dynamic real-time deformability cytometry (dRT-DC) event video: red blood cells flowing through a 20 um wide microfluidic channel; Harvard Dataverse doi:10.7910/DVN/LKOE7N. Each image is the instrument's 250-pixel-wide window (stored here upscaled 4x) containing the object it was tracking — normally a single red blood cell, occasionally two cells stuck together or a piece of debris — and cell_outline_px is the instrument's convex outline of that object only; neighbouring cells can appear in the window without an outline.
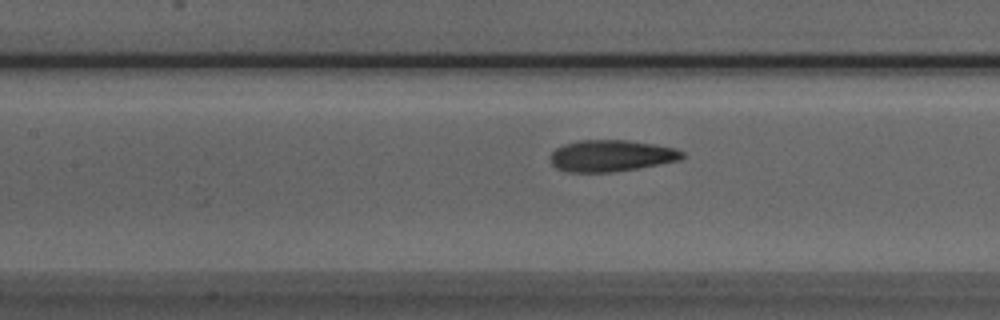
{"species": "Egyptian fruit bat (a non-hibernating species)", "species_latin": "Rousettus aegyptiacus", "temperature_condition": "room temperature", "stored_images_in_passage": 30, "camera_frame_rate_fps": 3000, "um_per_image_px": 0.085, "animal": {"sex": "male"}, "frame": {"image": 1, "passage_image": 11, "time_ms": 3.333, "image_size_px": [1000, 320], "cell_outline_px": [[684, 156], [680, 160], [636, 168], [612, 172], [568, 172], [556, 168], [552, 164], [548, 156], [556, 148], [564, 144], [580, 140], [624, 140], [652, 144], [676, 148], [684, 152]], "centroid_in_image_um": [51.91, 13.24], "position_along_channel_um": 155.5, "area_um2": 24.16}}
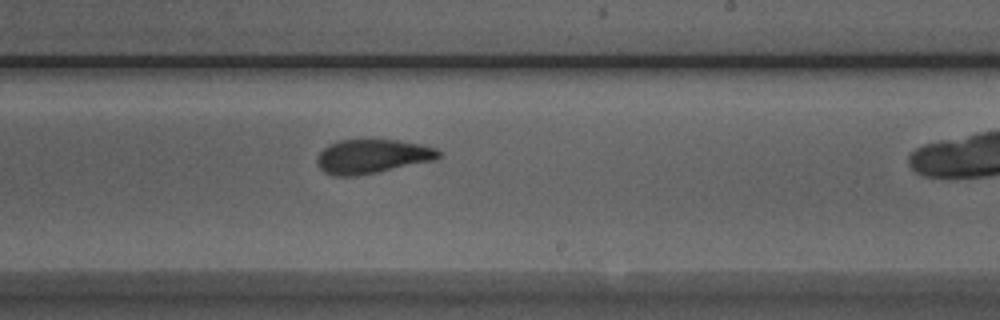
{"frame": {"image": 2, "passage_image": 19, "time_ms": 6.0, "image_size_px": [1000, 320], "cell_outline_px": [[440, 156], [436, 160], [356, 176], [332, 176], [324, 172], [316, 164], [316, 160], [320, 152], [328, 144], [340, 140], [396, 140], [420, 144], [436, 148], [440, 152]], "centroid_in_image_um": [31.61, 13.3], "position_along_channel_um": 257.4, "area_um2": 24.1}}
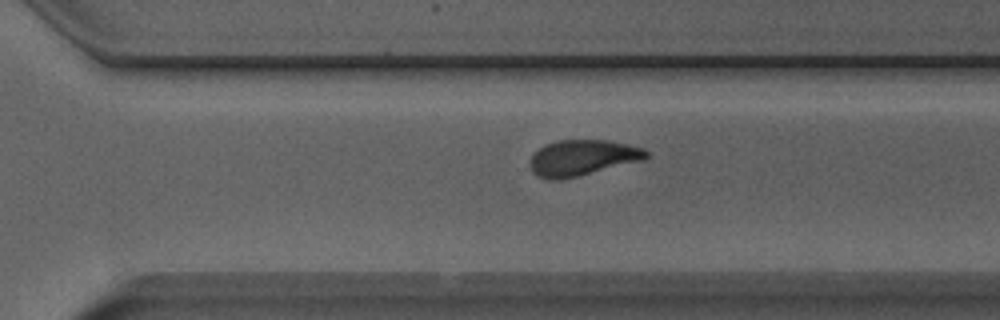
{"frame": {"image": 3, "passage_image": 24, "time_ms": 7.667, "image_size_px": [1000, 320], "cell_outline_px": [[648, 156], [644, 160], [560, 180], [552, 180], [536, 176], [532, 172], [528, 164], [532, 152], [544, 144], [556, 140], [608, 140], [628, 144], [644, 148], [648, 152]], "centroid_in_image_um": [49.45, 13.4], "position_along_channel_um": 321.2, "area_um2": 24.57}}